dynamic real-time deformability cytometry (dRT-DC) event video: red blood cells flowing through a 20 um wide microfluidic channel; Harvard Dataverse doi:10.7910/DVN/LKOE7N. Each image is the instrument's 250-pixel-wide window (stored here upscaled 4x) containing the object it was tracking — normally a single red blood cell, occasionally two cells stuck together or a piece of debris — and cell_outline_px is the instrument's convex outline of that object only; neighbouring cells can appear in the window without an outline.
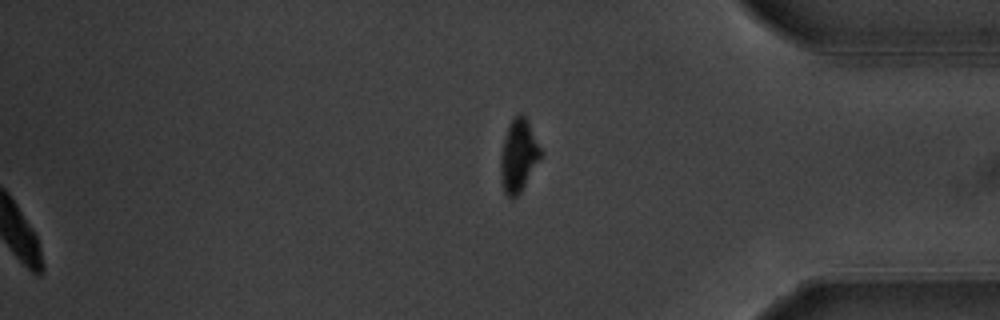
{"species": "common noctule bat (a hibernating species)", "species_latin": "Nyctalus noctula", "temperature_condition": "warm", "stored_images_in_passage": 40, "segment_of_instrument_passage": [2, 2], "camera_frame_rate_fps": 3000, "um_per_image_px": 0.085, "animal": {"sex": "male", "body_mass_g": 20.1, "forearm_length_mm": 53.5}, "frame": {"image": 1, "passage_image": 40, "time_ms": 13.0, "image_size_px": [1000, 320], "cell_outline_px": [[544, 152], [520, 192], [516, 196], [508, 196], [504, 192], [500, 172], [500, 156], [504, 136], [508, 124], [520, 112], [528, 120]], "centroid_in_image_um": [44.08, 13.17], "position_along_channel_um": 391.1, "area_um2": 16.99}}